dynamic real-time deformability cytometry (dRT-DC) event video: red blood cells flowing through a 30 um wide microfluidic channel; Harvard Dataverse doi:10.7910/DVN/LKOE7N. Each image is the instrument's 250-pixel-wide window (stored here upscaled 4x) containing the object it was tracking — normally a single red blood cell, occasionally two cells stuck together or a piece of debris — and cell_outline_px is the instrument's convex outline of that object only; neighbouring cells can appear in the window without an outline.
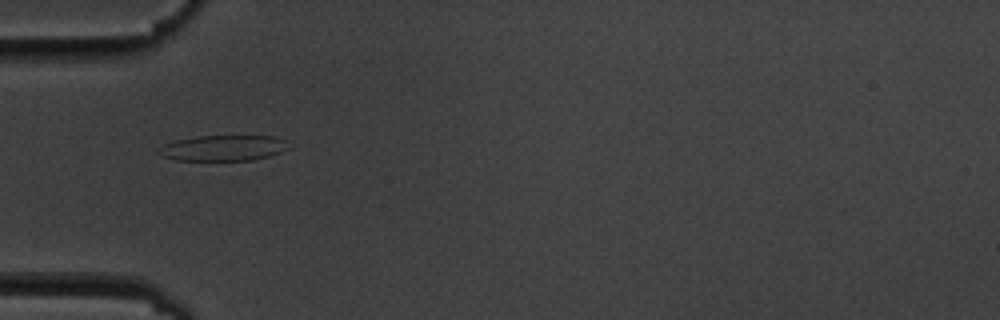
{"species": "common noctule bat (a hibernating species)", "species_latin": "Nyctalus noctula", "temperature_condition": "cold", "stored_images_in_passage": 6, "camera_frame_rate_fps": 3000, "um_per_image_px": 0.085, "animal": {"sex": "male", "body_mass_g": 19.5, "forearm_length_mm": 54.6}, "frame": {"image": 1, "passage_image": 5, "time_ms": 5.333, "image_size_px": [1000, 320], "cell_outline_px": [[292, 148], [268, 156], [252, 160], [176, 160], [160, 156], [156, 152], [164, 144], [176, 140], [196, 136], [276, 136], [284, 140]], "centroid_in_image_um": [18.97, 12.58], "position_along_channel_um": 66.0, "area_um2": 19.48}}
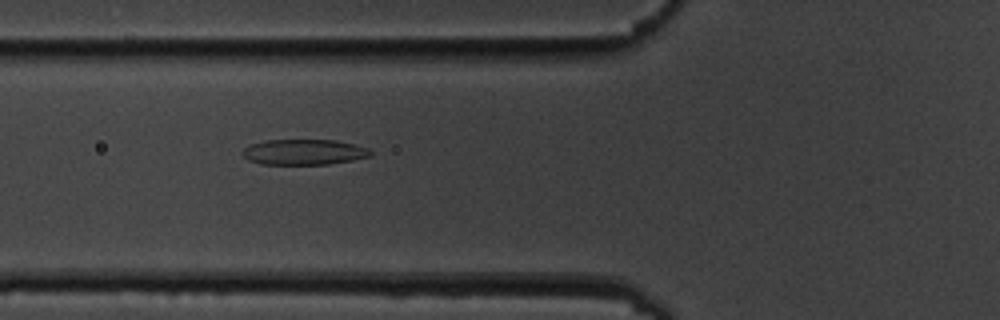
{"frame": {"image": 2, "passage_image": 6, "time_ms": 6.333, "image_size_px": [1000, 320], "cell_outline_px": [[372, 156], [352, 160], [328, 164], [260, 164], [248, 160], [240, 152], [244, 148], [252, 144], [264, 140], [336, 140], [368, 148], [372, 152]], "centroid_in_image_um": [25.82, 12.92], "position_along_channel_um": 100.0, "area_um2": 19.02}}